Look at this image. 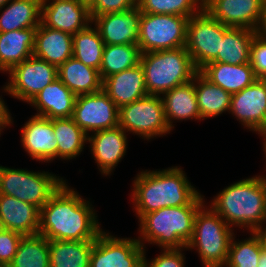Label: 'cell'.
I'll return each mask as SVG.
<instances>
[{"instance_id": "obj_38", "label": "cell", "mask_w": 266, "mask_h": 267, "mask_svg": "<svg viewBox=\"0 0 266 267\" xmlns=\"http://www.w3.org/2000/svg\"><path fill=\"white\" fill-rule=\"evenodd\" d=\"M187 251V247L181 249H162L161 253L150 261L144 253V267H185V256L183 251ZM163 251V252H162Z\"/></svg>"}, {"instance_id": "obj_48", "label": "cell", "mask_w": 266, "mask_h": 267, "mask_svg": "<svg viewBox=\"0 0 266 267\" xmlns=\"http://www.w3.org/2000/svg\"><path fill=\"white\" fill-rule=\"evenodd\" d=\"M9 0H0V8L3 7Z\"/></svg>"}, {"instance_id": "obj_20", "label": "cell", "mask_w": 266, "mask_h": 267, "mask_svg": "<svg viewBox=\"0 0 266 267\" xmlns=\"http://www.w3.org/2000/svg\"><path fill=\"white\" fill-rule=\"evenodd\" d=\"M103 90L119 108L147 96L143 67L139 64L105 78Z\"/></svg>"}, {"instance_id": "obj_11", "label": "cell", "mask_w": 266, "mask_h": 267, "mask_svg": "<svg viewBox=\"0 0 266 267\" xmlns=\"http://www.w3.org/2000/svg\"><path fill=\"white\" fill-rule=\"evenodd\" d=\"M10 74V75H9ZM9 81L3 91L28 104L50 83L58 78L57 67L30 56L8 72Z\"/></svg>"}, {"instance_id": "obj_7", "label": "cell", "mask_w": 266, "mask_h": 267, "mask_svg": "<svg viewBox=\"0 0 266 267\" xmlns=\"http://www.w3.org/2000/svg\"><path fill=\"white\" fill-rule=\"evenodd\" d=\"M66 181L52 172L15 169L0 165V194L35 205L39 210Z\"/></svg>"}, {"instance_id": "obj_17", "label": "cell", "mask_w": 266, "mask_h": 267, "mask_svg": "<svg viewBox=\"0 0 266 267\" xmlns=\"http://www.w3.org/2000/svg\"><path fill=\"white\" fill-rule=\"evenodd\" d=\"M141 12L136 6L126 12L95 16V25L105 45H138Z\"/></svg>"}, {"instance_id": "obj_19", "label": "cell", "mask_w": 266, "mask_h": 267, "mask_svg": "<svg viewBox=\"0 0 266 267\" xmlns=\"http://www.w3.org/2000/svg\"><path fill=\"white\" fill-rule=\"evenodd\" d=\"M126 132L121 127L100 130L88 135L90 152L101 174L109 176L126 155Z\"/></svg>"}, {"instance_id": "obj_29", "label": "cell", "mask_w": 266, "mask_h": 267, "mask_svg": "<svg viewBox=\"0 0 266 267\" xmlns=\"http://www.w3.org/2000/svg\"><path fill=\"white\" fill-rule=\"evenodd\" d=\"M194 87L201 120L229 113L231 94L211 83L200 72L194 78Z\"/></svg>"}, {"instance_id": "obj_49", "label": "cell", "mask_w": 266, "mask_h": 267, "mask_svg": "<svg viewBox=\"0 0 266 267\" xmlns=\"http://www.w3.org/2000/svg\"><path fill=\"white\" fill-rule=\"evenodd\" d=\"M4 230H5V228H4L3 222H2V220L0 219V233H1L2 231H4Z\"/></svg>"}, {"instance_id": "obj_26", "label": "cell", "mask_w": 266, "mask_h": 267, "mask_svg": "<svg viewBox=\"0 0 266 267\" xmlns=\"http://www.w3.org/2000/svg\"><path fill=\"white\" fill-rule=\"evenodd\" d=\"M167 123L171 130L173 122L186 120H200L194 81L177 86L161 95Z\"/></svg>"}, {"instance_id": "obj_46", "label": "cell", "mask_w": 266, "mask_h": 267, "mask_svg": "<svg viewBox=\"0 0 266 267\" xmlns=\"http://www.w3.org/2000/svg\"><path fill=\"white\" fill-rule=\"evenodd\" d=\"M82 5L90 9L96 2V0H78Z\"/></svg>"}, {"instance_id": "obj_23", "label": "cell", "mask_w": 266, "mask_h": 267, "mask_svg": "<svg viewBox=\"0 0 266 267\" xmlns=\"http://www.w3.org/2000/svg\"><path fill=\"white\" fill-rule=\"evenodd\" d=\"M33 55L58 68L73 56V35L40 23L35 34Z\"/></svg>"}, {"instance_id": "obj_36", "label": "cell", "mask_w": 266, "mask_h": 267, "mask_svg": "<svg viewBox=\"0 0 266 267\" xmlns=\"http://www.w3.org/2000/svg\"><path fill=\"white\" fill-rule=\"evenodd\" d=\"M249 233L250 236L241 241H236V235H233L224 267H257L264 248L258 233Z\"/></svg>"}, {"instance_id": "obj_41", "label": "cell", "mask_w": 266, "mask_h": 267, "mask_svg": "<svg viewBox=\"0 0 266 267\" xmlns=\"http://www.w3.org/2000/svg\"><path fill=\"white\" fill-rule=\"evenodd\" d=\"M136 7V0H96L89 9L91 19L108 13L126 12Z\"/></svg>"}, {"instance_id": "obj_43", "label": "cell", "mask_w": 266, "mask_h": 267, "mask_svg": "<svg viewBox=\"0 0 266 267\" xmlns=\"http://www.w3.org/2000/svg\"><path fill=\"white\" fill-rule=\"evenodd\" d=\"M257 36L266 41V6L264 12L260 17L259 24L255 30Z\"/></svg>"}, {"instance_id": "obj_37", "label": "cell", "mask_w": 266, "mask_h": 267, "mask_svg": "<svg viewBox=\"0 0 266 267\" xmlns=\"http://www.w3.org/2000/svg\"><path fill=\"white\" fill-rule=\"evenodd\" d=\"M204 0H136L142 13L177 15L191 18L203 9Z\"/></svg>"}, {"instance_id": "obj_35", "label": "cell", "mask_w": 266, "mask_h": 267, "mask_svg": "<svg viewBox=\"0 0 266 267\" xmlns=\"http://www.w3.org/2000/svg\"><path fill=\"white\" fill-rule=\"evenodd\" d=\"M7 267H50L48 239L40 234L23 236Z\"/></svg>"}, {"instance_id": "obj_12", "label": "cell", "mask_w": 266, "mask_h": 267, "mask_svg": "<svg viewBox=\"0 0 266 267\" xmlns=\"http://www.w3.org/2000/svg\"><path fill=\"white\" fill-rule=\"evenodd\" d=\"M144 253L137 238H118L103 230L94 240L90 267H144Z\"/></svg>"}, {"instance_id": "obj_30", "label": "cell", "mask_w": 266, "mask_h": 267, "mask_svg": "<svg viewBox=\"0 0 266 267\" xmlns=\"http://www.w3.org/2000/svg\"><path fill=\"white\" fill-rule=\"evenodd\" d=\"M94 240H48L50 267H90Z\"/></svg>"}, {"instance_id": "obj_15", "label": "cell", "mask_w": 266, "mask_h": 267, "mask_svg": "<svg viewBox=\"0 0 266 267\" xmlns=\"http://www.w3.org/2000/svg\"><path fill=\"white\" fill-rule=\"evenodd\" d=\"M262 0H204L203 8L228 27L256 30L264 12Z\"/></svg>"}, {"instance_id": "obj_33", "label": "cell", "mask_w": 266, "mask_h": 267, "mask_svg": "<svg viewBox=\"0 0 266 267\" xmlns=\"http://www.w3.org/2000/svg\"><path fill=\"white\" fill-rule=\"evenodd\" d=\"M141 54L138 45H104L99 69L101 79L139 65Z\"/></svg>"}, {"instance_id": "obj_47", "label": "cell", "mask_w": 266, "mask_h": 267, "mask_svg": "<svg viewBox=\"0 0 266 267\" xmlns=\"http://www.w3.org/2000/svg\"><path fill=\"white\" fill-rule=\"evenodd\" d=\"M262 137H263V151H264V154H265V157H266V133L265 134H263V135H261ZM266 159V158H265ZM266 162V161H265ZM265 178H266V176H265Z\"/></svg>"}, {"instance_id": "obj_24", "label": "cell", "mask_w": 266, "mask_h": 267, "mask_svg": "<svg viewBox=\"0 0 266 267\" xmlns=\"http://www.w3.org/2000/svg\"><path fill=\"white\" fill-rule=\"evenodd\" d=\"M37 27L0 32V71L8 73L33 55Z\"/></svg>"}, {"instance_id": "obj_2", "label": "cell", "mask_w": 266, "mask_h": 267, "mask_svg": "<svg viewBox=\"0 0 266 267\" xmlns=\"http://www.w3.org/2000/svg\"><path fill=\"white\" fill-rule=\"evenodd\" d=\"M134 178L130 196L138 219L164 207L189 205L200 194L180 166L143 170Z\"/></svg>"}, {"instance_id": "obj_13", "label": "cell", "mask_w": 266, "mask_h": 267, "mask_svg": "<svg viewBox=\"0 0 266 267\" xmlns=\"http://www.w3.org/2000/svg\"><path fill=\"white\" fill-rule=\"evenodd\" d=\"M72 119L87 135L119 124V107L102 89L76 96Z\"/></svg>"}, {"instance_id": "obj_9", "label": "cell", "mask_w": 266, "mask_h": 267, "mask_svg": "<svg viewBox=\"0 0 266 267\" xmlns=\"http://www.w3.org/2000/svg\"><path fill=\"white\" fill-rule=\"evenodd\" d=\"M188 20L183 16L141 12L138 34L141 53L184 47Z\"/></svg>"}, {"instance_id": "obj_40", "label": "cell", "mask_w": 266, "mask_h": 267, "mask_svg": "<svg viewBox=\"0 0 266 267\" xmlns=\"http://www.w3.org/2000/svg\"><path fill=\"white\" fill-rule=\"evenodd\" d=\"M24 235L5 229L0 233V264L7 267L17 252L18 245Z\"/></svg>"}, {"instance_id": "obj_44", "label": "cell", "mask_w": 266, "mask_h": 267, "mask_svg": "<svg viewBox=\"0 0 266 267\" xmlns=\"http://www.w3.org/2000/svg\"><path fill=\"white\" fill-rule=\"evenodd\" d=\"M261 239L264 251L266 252V226L256 231Z\"/></svg>"}, {"instance_id": "obj_1", "label": "cell", "mask_w": 266, "mask_h": 267, "mask_svg": "<svg viewBox=\"0 0 266 267\" xmlns=\"http://www.w3.org/2000/svg\"><path fill=\"white\" fill-rule=\"evenodd\" d=\"M67 183L40 209L38 234L48 240H95L103 231L96 210Z\"/></svg>"}, {"instance_id": "obj_8", "label": "cell", "mask_w": 266, "mask_h": 267, "mask_svg": "<svg viewBox=\"0 0 266 267\" xmlns=\"http://www.w3.org/2000/svg\"><path fill=\"white\" fill-rule=\"evenodd\" d=\"M119 127L144 140L170 134L160 95H147L119 108Z\"/></svg>"}, {"instance_id": "obj_21", "label": "cell", "mask_w": 266, "mask_h": 267, "mask_svg": "<svg viewBox=\"0 0 266 267\" xmlns=\"http://www.w3.org/2000/svg\"><path fill=\"white\" fill-rule=\"evenodd\" d=\"M0 219L7 230L35 235L39 231L40 210L13 196L0 194Z\"/></svg>"}, {"instance_id": "obj_28", "label": "cell", "mask_w": 266, "mask_h": 267, "mask_svg": "<svg viewBox=\"0 0 266 267\" xmlns=\"http://www.w3.org/2000/svg\"><path fill=\"white\" fill-rule=\"evenodd\" d=\"M41 4L42 0H9L0 8V32L38 27Z\"/></svg>"}, {"instance_id": "obj_18", "label": "cell", "mask_w": 266, "mask_h": 267, "mask_svg": "<svg viewBox=\"0 0 266 267\" xmlns=\"http://www.w3.org/2000/svg\"><path fill=\"white\" fill-rule=\"evenodd\" d=\"M21 143L33 160L51 163L58 158V144L52 119L37 115L29 118L21 131Z\"/></svg>"}, {"instance_id": "obj_16", "label": "cell", "mask_w": 266, "mask_h": 267, "mask_svg": "<svg viewBox=\"0 0 266 267\" xmlns=\"http://www.w3.org/2000/svg\"><path fill=\"white\" fill-rule=\"evenodd\" d=\"M41 23L74 35L92 23L90 10L78 0H42Z\"/></svg>"}, {"instance_id": "obj_27", "label": "cell", "mask_w": 266, "mask_h": 267, "mask_svg": "<svg viewBox=\"0 0 266 267\" xmlns=\"http://www.w3.org/2000/svg\"><path fill=\"white\" fill-rule=\"evenodd\" d=\"M58 78L76 96L103 89L99 70L87 66L73 56L57 68Z\"/></svg>"}, {"instance_id": "obj_14", "label": "cell", "mask_w": 266, "mask_h": 267, "mask_svg": "<svg viewBox=\"0 0 266 267\" xmlns=\"http://www.w3.org/2000/svg\"><path fill=\"white\" fill-rule=\"evenodd\" d=\"M235 116L244 128L266 133V79H257L240 92L231 95L229 114Z\"/></svg>"}, {"instance_id": "obj_34", "label": "cell", "mask_w": 266, "mask_h": 267, "mask_svg": "<svg viewBox=\"0 0 266 267\" xmlns=\"http://www.w3.org/2000/svg\"><path fill=\"white\" fill-rule=\"evenodd\" d=\"M104 42L94 25L90 23L86 28L73 35V57L83 64L100 69Z\"/></svg>"}, {"instance_id": "obj_10", "label": "cell", "mask_w": 266, "mask_h": 267, "mask_svg": "<svg viewBox=\"0 0 266 267\" xmlns=\"http://www.w3.org/2000/svg\"><path fill=\"white\" fill-rule=\"evenodd\" d=\"M229 28L213 18L204 8L189 18L185 48L198 70L218 56L223 34Z\"/></svg>"}, {"instance_id": "obj_6", "label": "cell", "mask_w": 266, "mask_h": 267, "mask_svg": "<svg viewBox=\"0 0 266 267\" xmlns=\"http://www.w3.org/2000/svg\"><path fill=\"white\" fill-rule=\"evenodd\" d=\"M233 235L232 228L204 203L195 215L193 236L186 247L196 250L203 267H224Z\"/></svg>"}, {"instance_id": "obj_25", "label": "cell", "mask_w": 266, "mask_h": 267, "mask_svg": "<svg viewBox=\"0 0 266 267\" xmlns=\"http://www.w3.org/2000/svg\"><path fill=\"white\" fill-rule=\"evenodd\" d=\"M199 72L211 83L218 85L231 95L254 83L255 76L250 63H207Z\"/></svg>"}, {"instance_id": "obj_3", "label": "cell", "mask_w": 266, "mask_h": 267, "mask_svg": "<svg viewBox=\"0 0 266 267\" xmlns=\"http://www.w3.org/2000/svg\"><path fill=\"white\" fill-rule=\"evenodd\" d=\"M211 200L210 207L233 229L256 232L266 225V178L257 175L224 188Z\"/></svg>"}, {"instance_id": "obj_22", "label": "cell", "mask_w": 266, "mask_h": 267, "mask_svg": "<svg viewBox=\"0 0 266 267\" xmlns=\"http://www.w3.org/2000/svg\"><path fill=\"white\" fill-rule=\"evenodd\" d=\"M76 95L57 78L30 103L37 113L49 119L72 118Z\"/></svg>"}, {"instance_id": "obj_39", "label": "cell", "mask_w": 266, "mask_h": 267, "mask_svg": "<svg viewBox=\"0 0 266 267\" xmlns=\"http://www.w3.org/2000/svg\"><path fill=\"white\" fill-rule=\"evenodd\" d=\"M249 63L258 79H266V41L256 34L251 41Z\"/></svg>"}, {"instance_id": "obj_4", "label": "cell", "mask_w": 266, "mask_h": 267, "mask_svg": "<svg viewBox=\"0 0 266 267\" xmlns=\"http://www.w3.org/2000/svg\"><path fill=\"white\" fill-rule=\"evenodd\" d=\"M199 194L189 205L164 207L144 214L138 221V241L157 245L161 249H181L193 236L194 219L198 209L206 203Z\"/></svg>"}, {"instance_id": "obj_5", "label": "cell", "mask_w": 266, "mask_h": 267, "mask_svg": "<svg viewBox=\"0 0 266 267\" xmlns=\"http://www.w3.org/2000/svg\"><path fill=\"white\" fill-rule=\"evenodd\" d=\"M140 64L144 69L148 95L161 96L190 82L199 72L185 46L142 53Z\"/></svg>"}, {"instance_id": "obj_45", "label": "cell", "mask_w": 266, "mask_h": 267, "mask_svg": "<svg viewBox=\"0 0 266 267\" xmlns=\"http://www.w3.org/2000/svg\"><path fill=\"white\" fill-rule=\"evenodd\" d=\"M257 267H266V252L265 251L261 253Z\"/></svg>"}, {"instance_id": "obj_32", "label": "cell", "mask_w": 266, "mask_h": 267, "mask_svg": "<svg viewBox=\"0 0 266 267\" xmlns=\"http://www.w3.org/2000/svg\"><path fill=\"white\" fill-rule=\"evenodd\" d=\"M53 131L58 144V157L71 160L81 154L88 142V135L72 118L52 119Z\"/></svg>"}, {"instance_id": "obj_31", "label": "cell", "mask_w": 266, "mask_h": 267, "mask_svg": "<svg viewBox=\"0 0 266 267\" xmlns=\"http://www.w3.org/2000/svg\"><path fill=\"white\" fill-rule=\"evenodd\" d=\"M255 31L246 28L230 27L221 40L218 56L209 63H229L239 65L249 63L251 41Z\"/></svg>"}, {"instance_id": "obj_42", "label": "cell", "mask_w": 266, "mask_h": 267, "mask_svg": "<svg viewBox=\"0 0 266 267\" xmlns=\"http://www.w3.org/2000/svg\"><path fill=\"white\" fill-rule=\"evenodd\" d=\"M8 107L5 104V101L2 98V95L0 96V136L1 132L3 133V129L7 126H11L13 124V117L11 116Z\"/></svg>"}]
</instances>
